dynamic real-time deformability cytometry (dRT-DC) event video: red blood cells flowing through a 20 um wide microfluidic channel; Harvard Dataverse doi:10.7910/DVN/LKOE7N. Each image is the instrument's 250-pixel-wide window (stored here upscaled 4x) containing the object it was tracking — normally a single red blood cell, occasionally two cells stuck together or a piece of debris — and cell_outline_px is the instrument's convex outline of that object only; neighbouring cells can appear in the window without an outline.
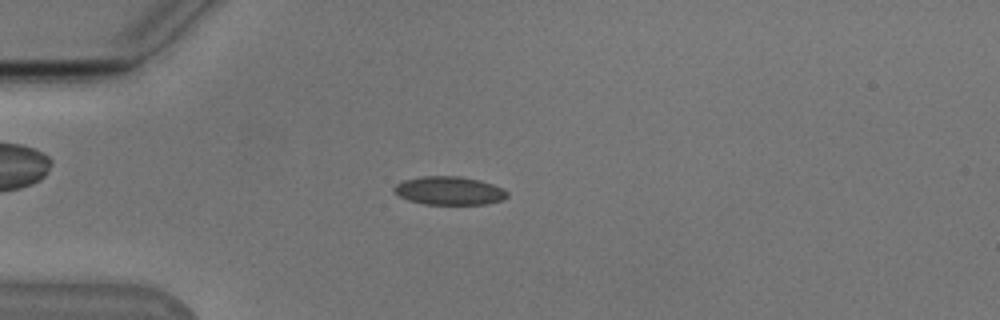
{"species": "Egyptian fruit bat (a non-hibernating species)", "species_latin": "Rousettus aegyptiacus", "temperature_condition": "cold", "stored_images_in_passage": 53, "camera_frame_rate_fps": 3000, "um_per_image_px": 0.085, "animal": {"sex": "male"}, "frame": {"image": 1, "passage_image": 14, "time_ms": 4.333, "image_size_px": [1000, 320], "cell_outline_px": [[508, 196], [500, 200], [488, 204], [424, 204], [408, 200], [400, 196], [392, 188], [396, 184], [404, 180], [424, 176], [456, 176], [480, 180], [504, 188], [508, 192]], "centroid_in_image_um": [38.2, 16.21], "position_along_channel_um": 46.8, "area_um2": 18.61}}
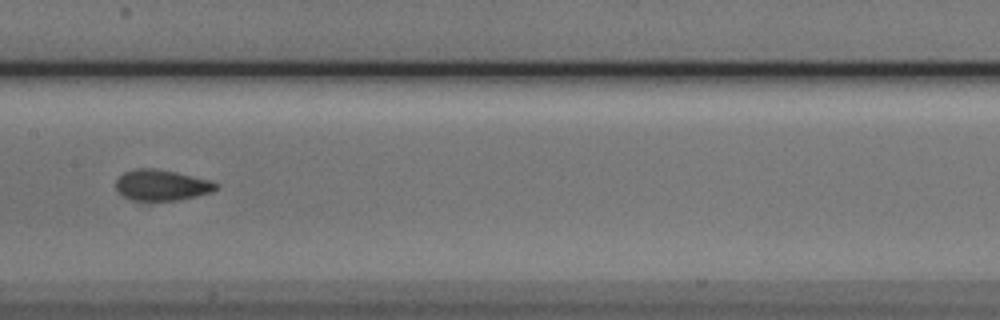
{"frame": {"image": 2, "passage_image": 27, "time_ms": 8.667, "image_size_px": [1000, 320], "cell_outline_px": [[216, 188], [212, 192], [196, 196], [176, 200], [128, 200], [116, 188], [116, 180], [124, 172], [136, 168], [156, 168], [176, 172], [208, 180], [216, 184]], "centroid_in_image_um": [13.69, 15.73], "position_along_channel_um": 193.7, "area_um2": 17.74}}
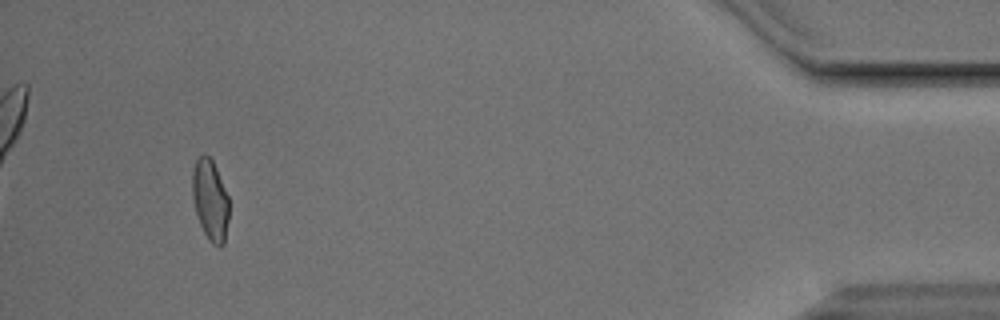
{"frame": {"image": 3, "passage_image": 50, "time_ms": 16.333, "image_size_px": [1000, 320], "cell_outline_px": [[228, 220], [224, 244], [220, 248], [212, 244], [208, 240], [200, 224], [196, 212], [192, 196], [192, 172], [196, 160], [204, 152], [212, 160], [216, 168], [228, 196]], "centroid_in_image_um": [17.86, 17.02], "position_along_channel_um": 417.3, "area_um2": 17.28}, "authors_computed_cell_mechanics": {"area_um2": 17.7446, "velocity_mm_per_s": 3.8303, "shape_relaxation_time_tau1_ms": 4.7428, "shape_relaxation_time_tau2_ms": 0.8772, "deformation_change_tau1": 0.1261, "deformation_change_tau2": 0.0566}}